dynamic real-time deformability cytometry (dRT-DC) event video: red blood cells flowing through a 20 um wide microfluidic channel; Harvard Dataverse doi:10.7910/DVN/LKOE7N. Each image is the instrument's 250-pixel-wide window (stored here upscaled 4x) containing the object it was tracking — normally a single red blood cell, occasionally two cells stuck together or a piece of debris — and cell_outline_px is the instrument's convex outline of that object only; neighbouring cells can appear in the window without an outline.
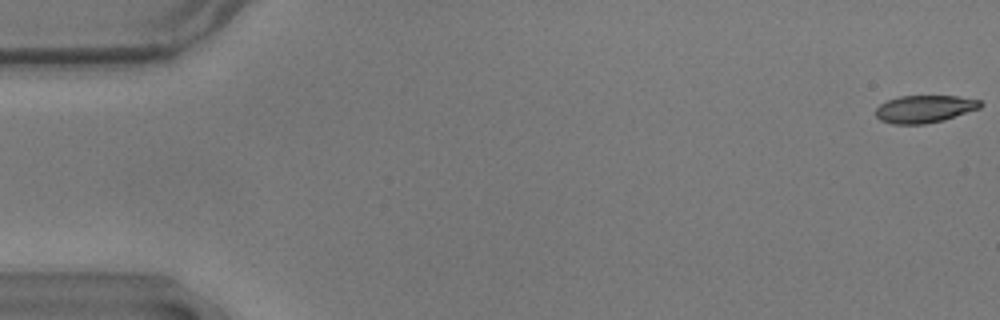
{"species": "common noctule bat (a hibernating species)", "species_latin": "Nyctalus noctula", "temperature_condition": "warm", "stored_images_in_passage": 56, "camera_frame_rate_fps": 3000, "um_per_image_px": 0.085, "animal": {"sex": "male", "body_mass_g": 17.9}, "frame": {"image": 1, "passage_image": 1, "time_ms": 0.0, "image_size_px": [1000, 320], "cell_outline_px": [[984, 104], [980, 108], [940, 120], [924, 124], [892, 124], [880, 120], [876, 116], [876, 108], [880, 104], [888, 100], [900, 96], [956, 96], [980, 100]], "centroid_in_image_um": [78.56, 9.25], "position_along_channel_um": 6.4, "area_um2": 16.53}}
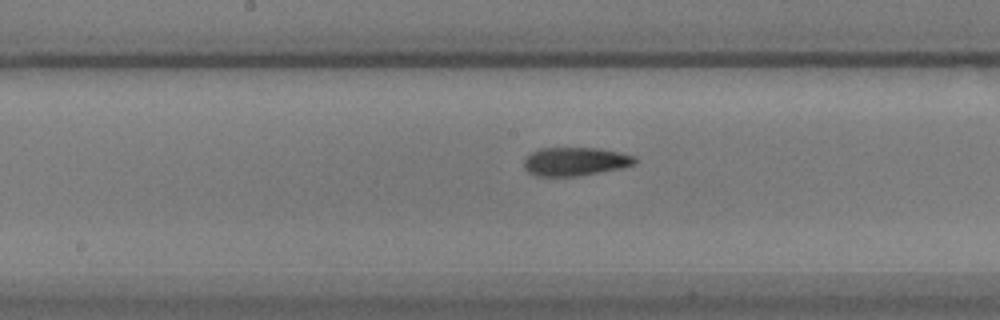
{"frame": {"image": 2, "passage_image": 29, "time_ms": 9.333, "image_size_px": [1000, 320], "cell_outline_px": [[636, 164], [620, 168], [600, 172], [576, 176], [536, 176], [528, 172], [524, 168], [524, 160], [532, 152], [540, 148], [596, 148], [620, 152], [636, 156]], "centroid_in_image_um": [48.9, 13.73], "position_along_channel_um": 199.3, "area_um2": 18.38}}
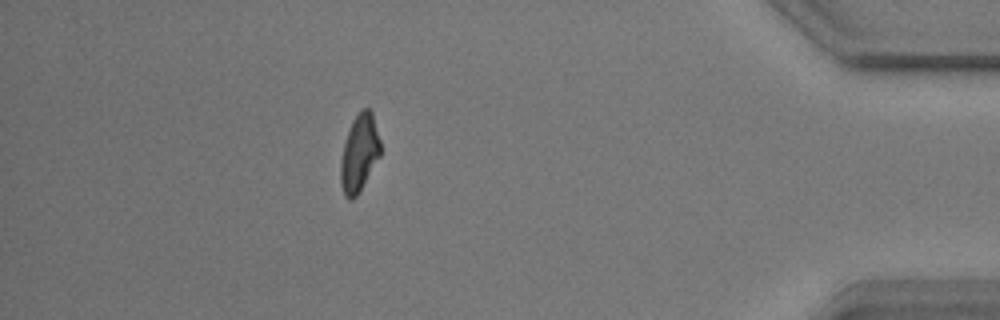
{"frame": {"image": 3, "passage_image": 50, "time_ms": 16.333, "image_size_px": [1000, 320], "cell_outline_px": [[380, 156], [356, 196], [352, 200], [348, 200], [344, 196], [340, 184], [340, 160], [344, 144], [352, 120], [360, 108], [368, 108], [372, 112], [380, 140]], "centroid_in_image_um": [30.52, 13.01], "position_along_channel_um": 404.7, "area_um2": 17.92}}